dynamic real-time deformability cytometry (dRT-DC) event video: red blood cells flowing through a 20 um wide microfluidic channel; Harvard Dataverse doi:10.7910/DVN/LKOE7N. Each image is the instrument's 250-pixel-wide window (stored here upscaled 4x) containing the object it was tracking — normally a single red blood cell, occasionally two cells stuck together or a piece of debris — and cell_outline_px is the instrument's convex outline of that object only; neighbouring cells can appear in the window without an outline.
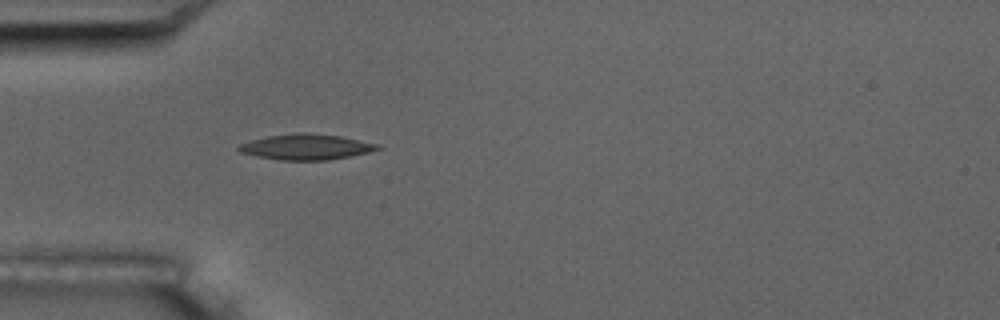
{"species": "common noctule bat (a hibernating species)", "species_latin": "Nyctalus noctula", "temperature_condition": "room temperature", "stored_images_in_passage": 1, "camera_frame_rate_fps": 3000, "um_per_image_px": 0.085, "animal": {"sex": "male", "body_mass_g": 17.5, "forearm_length_mm": 52.3}, "frame": {"image": 1, "passage_image": 1, "time_ms": 0.0, "image_size_px": [1000, 320], "cell_outline_px": [[384, 148], [368, 152], [328, 160], [280, 160], [256, 156], [240, 152], [236, 148], [240, 144], [252, 140], [268, 136], [300, 132], [304, 132], [340, 136], [376, 144]], "centroid_in_image_um": [25.99, 12.49], "position_along_channel_um": 59.0, "area_um2": 20.46}}